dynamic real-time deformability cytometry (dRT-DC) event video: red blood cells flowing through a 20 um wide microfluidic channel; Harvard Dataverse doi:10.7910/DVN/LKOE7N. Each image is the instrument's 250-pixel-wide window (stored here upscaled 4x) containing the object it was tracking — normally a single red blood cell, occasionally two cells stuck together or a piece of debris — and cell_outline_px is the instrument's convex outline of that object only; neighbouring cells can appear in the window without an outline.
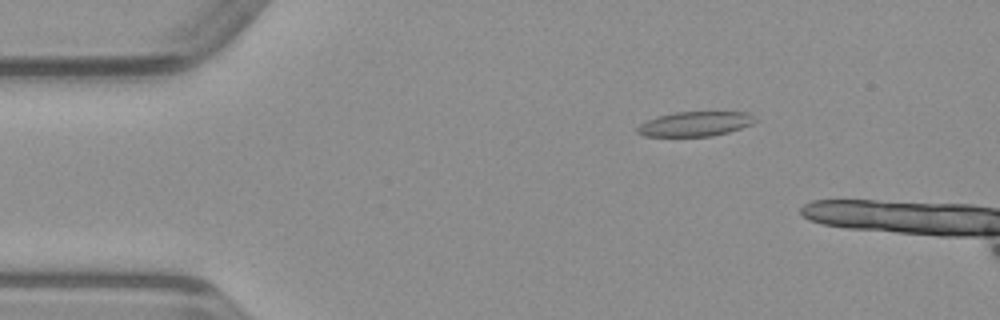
{"species": "common noctule bat (a hibernating species)", "species_latin": "Nyctalus noctula", "temperature_condition": "warm", "stored_images_in_passage": 13, "camera_frame_rate_fps": 3000, "um_per_image_px": 0.085, "animal": {"sex": "male", "body_mass_g": 23.1, "forearm_length_mm": 52.7}, "frame": {"image": 1, "passage_image": 8, "time_ms": 2.333, "image_size_px": [1000, 320], "cell_outline_px": [[756, 120], [752, 124], [728, 132], [712, 136], [644, 136], [636, 132], [636, 128], [640, 124], [648, 120], [660, 116], [676, 112], [748, 112]], "centroid_in_image_um": [59.07, 10.53], "position_along_channel_um": 25.9, "area_um2": 16.7}}